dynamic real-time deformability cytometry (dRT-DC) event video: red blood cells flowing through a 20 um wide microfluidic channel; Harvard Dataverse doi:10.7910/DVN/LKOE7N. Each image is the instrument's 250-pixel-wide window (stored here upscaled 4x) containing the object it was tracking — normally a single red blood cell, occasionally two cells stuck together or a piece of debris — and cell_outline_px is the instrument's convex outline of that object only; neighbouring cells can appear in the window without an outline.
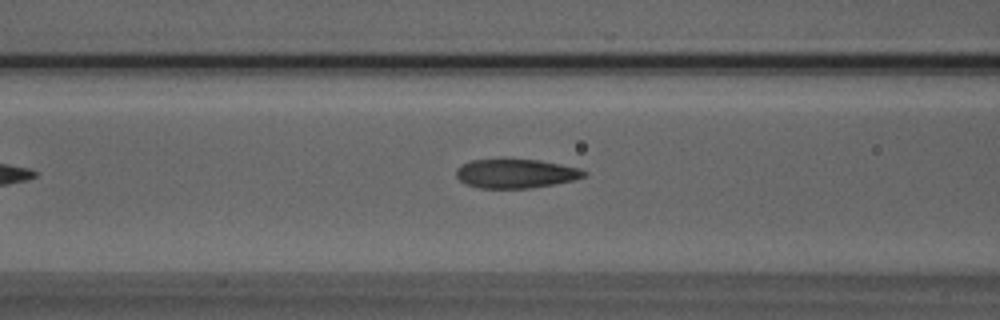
{"species": "Egyptian fruit bat (a non-hibernating species)", "species_latin": "Rousettus aegyptiacus", "temperature_condition": "room temperature", "stored_images_in_passage": 39, "camera_frame_rate_fps": 3000, "um_per_image_px": 0.085, "animal": {"sex": "male"}, "frame": {"image": 1, "passage_image": 12, "time_ms": 3.667, "image_size_px": [1000, 320], "cell_outline_px": [[588, 172], [584, 176], [572, 180], [556, 184], [532, 188], [480, 188], [464, 184], [456, 176], [456, 168], [472, 160], [540, 160], [580, 168]], "centroid_in_image_um": [43.85, 14.76], "position_along_channel_um": 122.8, "area_um2": 21.5}}
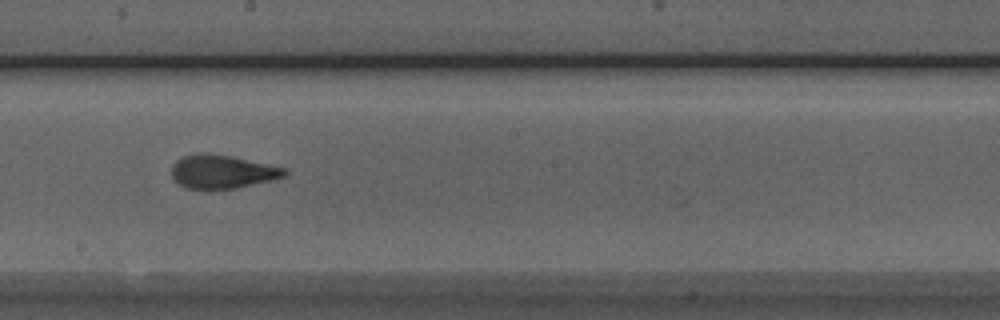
{"frame": {"image": 2, "passage_image": 20, "time_ms": 6.333, "image_size_px": [1000, 320], "cell_outline_px": [[288, 172], [284, 176], [272, 180], [236, 188], [184, 188], [176, 184], [172, 176], [172, 164], [176, 160], [184, 156], [196, 152], [208, 152], [228, 156], [284, 168]], "centroid_in_image_um": [18.81, 14.59], "position_along_channel_um": 229.4, "area_um2": 21.85}}
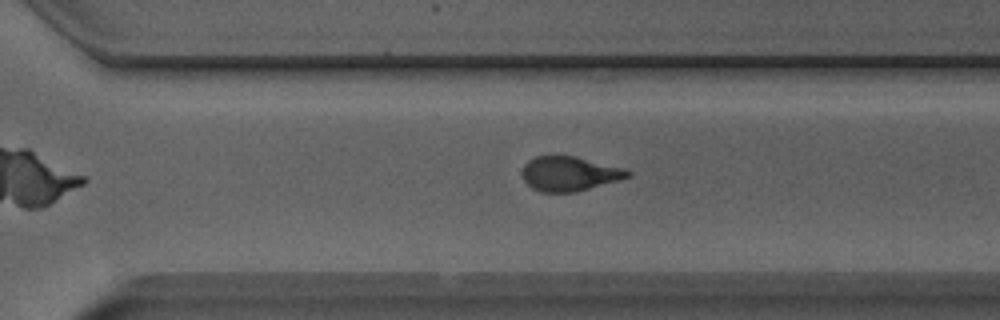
{"frame": {"image": 3, "passage_image": 27, "time_ms": 8.667, "image_size_px": [1000, 320], "cell_outline_px": [[632, 176], [620, 180], [576, 192], [540, 192], [532, 188], [524, 180], [524, 164], [528, 160], [536, 156], [572, 156], [620, 168], [632, 172]], "centroid_in_image_um": [48.39, 14.78], "position_along_channel_um": 322.2, "area_um2": 20.81}, "authors_computed_cell_mechanics": {"area_um2": 21.7906, "velocity_mm_per_s": 3.9899, "shape_relaxation_time_tau1_ms": 4.3938, "shape_relaxation_time_tau2_ms": 1.1688, "deformation_change_tau1": 0.1779, "deformation_change_tau2": 0.0853}}